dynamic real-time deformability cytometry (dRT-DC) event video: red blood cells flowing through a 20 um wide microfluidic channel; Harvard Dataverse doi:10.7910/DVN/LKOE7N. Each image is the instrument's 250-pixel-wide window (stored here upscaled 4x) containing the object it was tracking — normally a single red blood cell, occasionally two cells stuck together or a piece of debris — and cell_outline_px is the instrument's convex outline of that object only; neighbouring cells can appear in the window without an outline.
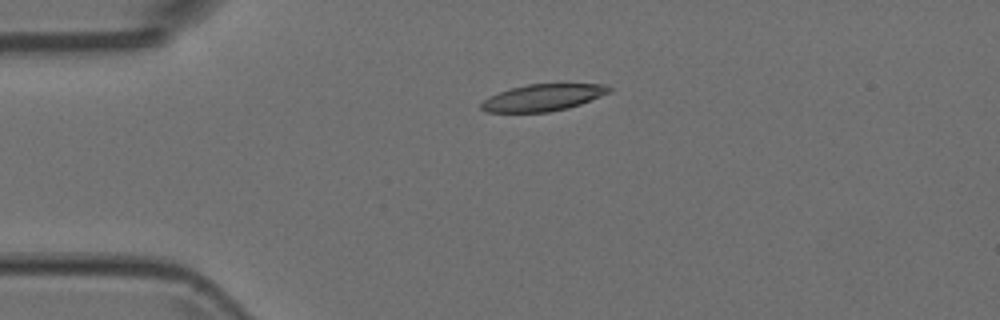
{"species": "Egyptian fruit bat (a non-hibernating species)", "species_latin": "Rousettus aegyptiacus", "temperature_condition": "room temperature", "stored_images_in_passage": 5, "camera_frame_rate_fps": 3000, "um_per_image_px": 0.085, "animal": {"sex": "female"}, "frame": {"image": 1, "passage_image": 4, "time_ms": 1.0, "image_size_px": [1000, 320], "cell_outline_px": [[612, 92], [580, 104], [568, 108], [548, 112], [484, 112], [480, 108], [480, 104], [488, 96], [512, 88], [528, 84], [604, 84], [612, 88]], "centroid_in_image_um": [46.15, 8.3], "position_along_channel_um": 38.9, "area_um2": 19.94}}